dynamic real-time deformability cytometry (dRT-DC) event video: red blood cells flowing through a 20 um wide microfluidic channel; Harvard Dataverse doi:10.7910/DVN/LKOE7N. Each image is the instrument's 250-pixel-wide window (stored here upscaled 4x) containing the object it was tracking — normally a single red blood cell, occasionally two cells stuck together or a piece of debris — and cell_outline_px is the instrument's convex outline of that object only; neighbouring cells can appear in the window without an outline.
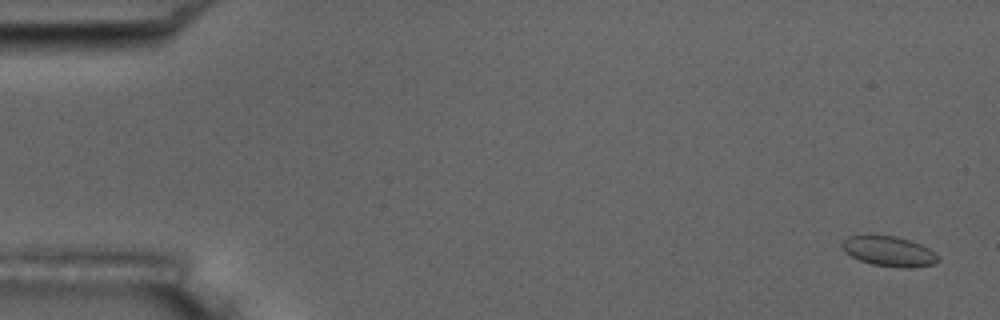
{"species": "common noctule bat (a hibernating species)", "species_latin": "Nyctalus noctula", "temperature_condition": "room temperature", "stored_images_in_passage": 6, "camera_frame_rate_fps": 3000, "um_per_image_px": 0.085, "animal": {"sex": "male", "body_mass_g": 17.5, "forearm_length_mm": 52.3}, "frame": {"image": 1, "passage_image": 1, "time_ms": 0.0, "image_size_px": [1000, 320], "cell_outline_px": [[940, 260], [932, 264], [908, 268], [900, 268], [872, 264], [860, 260], [844, 252], [840, 244], [848, 236], [868, 232], [896, 236], [920, 244], [936, 252]], "centroid_in_image_um": [75.51, 21.31], "position_along_channel_um": 9.5, "area_um2": 17.34}}
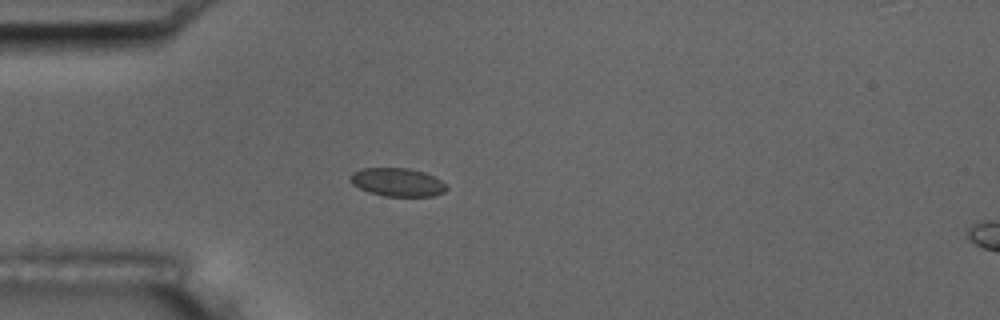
{"frame": {"image": 2, "passage_image": 5, "time_ms": 4.667, "image_size_px": [1000, 320], "cell_outline_px": [[448, 188], [444, 192], [432, 196], [384, 196], [368, 192], [352, 184], [348, 180], [348, 176], [352, 172], [364, 168], [408, 168], [424, 172], [440, 180]], "centroid_in_image_um": [33.73, 15.48], "position_along_channel_um": 51.3, "area_um2": 15.9}}